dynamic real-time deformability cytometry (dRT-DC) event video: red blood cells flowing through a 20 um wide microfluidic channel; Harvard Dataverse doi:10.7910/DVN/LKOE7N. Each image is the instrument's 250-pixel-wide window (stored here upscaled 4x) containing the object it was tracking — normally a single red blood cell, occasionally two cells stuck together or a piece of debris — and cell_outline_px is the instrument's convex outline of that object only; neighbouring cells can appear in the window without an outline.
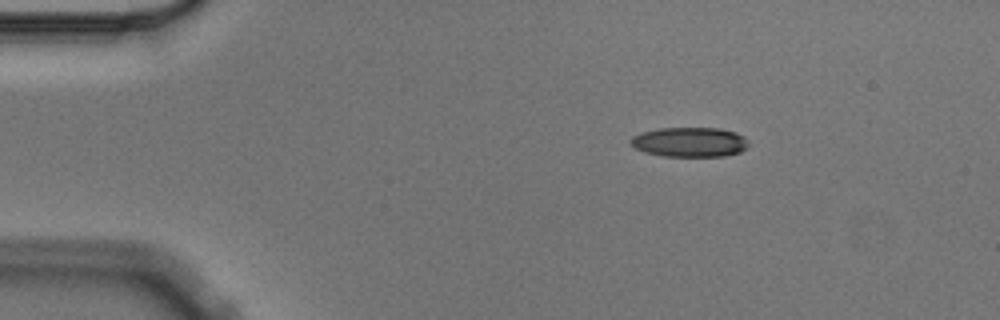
{"species": "Egyptian fruit bat (a non-hibernating species)", "species_latin": "Rousettus aegyptiacus", "temperature_condition": "cold", "stored_images_in_passage": 3, "camera_frame_rate_fps": 3000, "um_per_image_px": 0.085, "animal": {"sex": "male"}, "frame": {"image": 1, "passage_image": 1, "time_ms": 0.0, "image_size_px": [1000, 320], "cell_outline_px": [[748, 148], [740, 152], [724, 156], [660, 156], [644, 152], [636, 148], [632, 144], [632, 136], [640, 132], [660, 128], [720, 128], [736, 132], [744, 136], [748, 140]], "centroid_in_image_um": [58.66, 12.07], "position_along_channel_um": 26.3, "area_um2": 20.52}}